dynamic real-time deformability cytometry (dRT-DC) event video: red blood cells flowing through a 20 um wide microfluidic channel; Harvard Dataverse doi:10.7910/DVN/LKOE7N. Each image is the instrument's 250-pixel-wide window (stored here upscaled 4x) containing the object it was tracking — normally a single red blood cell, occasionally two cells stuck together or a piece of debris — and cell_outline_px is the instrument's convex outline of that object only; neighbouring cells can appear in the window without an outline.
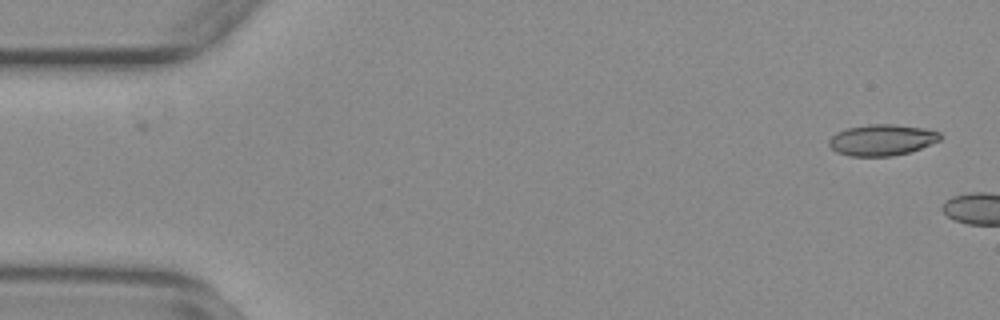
{"species": "common noctule bat (a hibernating species)", "species_latin": "Nyctalus noctula", "temperature_condition": "warm", "stored_images_in_passage": 5, "camera_frame_rate_fps": 3000, "um_per_image_px": 0.085, "animal": {"sex": "female", "body_mass_g": 29.2, "forearm_length_mm": 56.3}, "frame": {"image": 1, "passage_image": 2, "time_ms": 0.333, "image_size_px": [1000, 320], "cell_outline_px": [[940, 140], [920, 148], [908, 152], [892, 156], [848, 156], [836, 152], [828, 144], [828, 140], [836, 132], [848, 128], [868, 124], [892, 124], [920, 128], [940, 132]], "centroid_in_image_um": [74.91, 11.9], "position_along_channel_um": 10.1, "area_um2": 20.0}}